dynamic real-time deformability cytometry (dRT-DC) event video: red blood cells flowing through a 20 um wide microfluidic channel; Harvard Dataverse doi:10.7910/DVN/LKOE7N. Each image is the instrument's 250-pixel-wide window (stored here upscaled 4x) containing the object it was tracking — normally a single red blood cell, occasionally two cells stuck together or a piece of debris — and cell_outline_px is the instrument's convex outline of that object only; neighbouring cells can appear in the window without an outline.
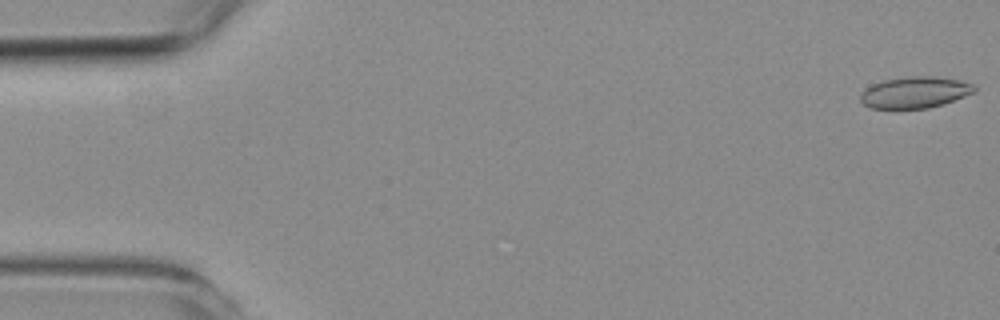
{"species": "common noctule bat (a hibernating species)", "species_latin": "Nyctalus noctula", "temperature_condition": "room temperature", "stored_images_in_passage": 57, "camera_frame_rate_fps": 3000, "um_per_image_px": 0.085, "animal": {"sex": "female", "body_mass_g": 19.3, "forearm_length_mm": 54.1}, "frame": {"image": 1, "passage_image": 1, "time_ms": 0.0, "image_size_px": [1000, 320], "cell_outline_px": [[976, 92], [944, 104], [928, 108], [872, 108], [864, 104], [860, 100], [860, 96], [872, 84], [884, 80], [912, 76], [932, 76], [960, 80], [972, 84], [976, 88]], "centroid_in_image_um": [77.81, 7.85], "position_along_channel_um": 7.2, "area_um2": 20.63}}
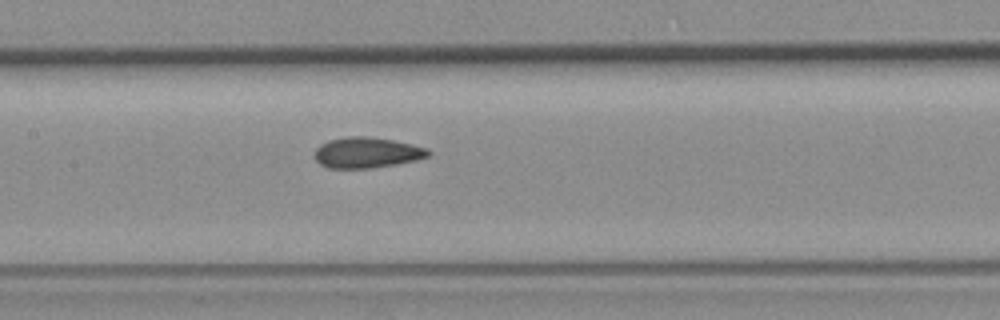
{"frame": {"image": 2, "passage_image": 27, "time_ms": 8.667, "image_size_px": [1000, 320], "cell_outline_px": [[432, 152], [428, 156], [416, 160], [396, 164], [372, 168], [328, 168], [320, 164], [316, 160], [316, 148], [320, 144], [328, 140], [348, 136], [368, 136], [392, 140], [412, 144], [428, 148]], "centroid_in_image_um": [31.19, 12.97], "position_along_channel_um": 176.2, "area_um2": 20.35}}
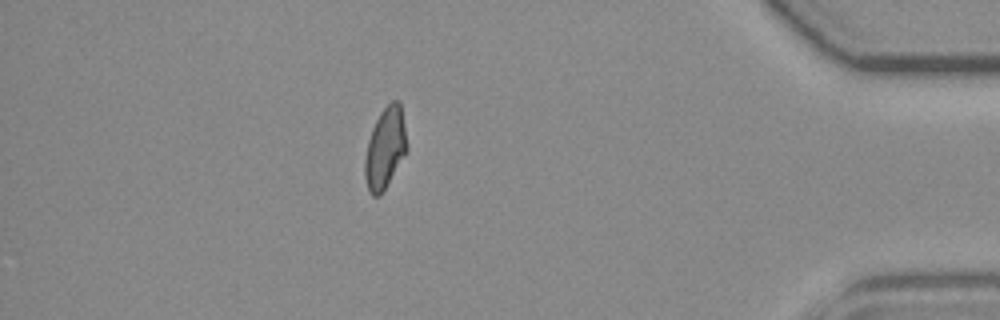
{"frame": {"image": 3, "passage_image": 50, "time_ms": 16.333, "image_size_px": [1000, 320], "cell_outline_px": [[408, 148], [380, 196], [372, 196], [368, 192], [364, 176], [364, 160], [368, 140], [372, 128], [380, 112], [392, 100], [400, 100]], "centroid_in_image_um": [32.71, 12.59], "position_along_channel_um": 402.5, "area_um2": 19.77}, "authors_computed_cell_mechanics": {"area_um2": 20.23, "velocity_mm_per_s": 3.5812, "shape_relaxation_time_tau1_ms": null, "shape_relaxation_time_tau2_ms": 1.4524, "deformation_change_tau1": null, "deformation_change_tau2": 0.0602}}